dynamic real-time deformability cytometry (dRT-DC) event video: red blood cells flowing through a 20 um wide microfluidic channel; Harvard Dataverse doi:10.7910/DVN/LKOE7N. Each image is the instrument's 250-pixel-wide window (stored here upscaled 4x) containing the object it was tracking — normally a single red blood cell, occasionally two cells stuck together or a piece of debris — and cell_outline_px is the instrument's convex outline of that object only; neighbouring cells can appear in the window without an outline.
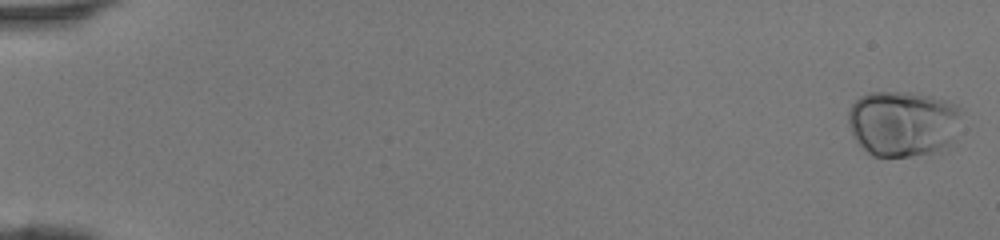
{"species": "human", "species_latin": "Homo sapiens", "temperature_condition": "room temperature", "stored_images_in_passage": 47, "camera_frame_rate_fps": 3000, "um_per_image_px": 0.085, "donor": {"sex": "female"}, "frame": {"image": 1, "passage_image": 1, "time_ms": 0.0, "image_size_px": [1000, 240], "cell_outline_px": [[960, 112], [952, 144], [948, 152], [932, 156], [872, 156], [860, 148], [852, 136], [848, 124], [848, 112], [852, 104], [860, 96], [868, 92], [908, 92], [932, 96], [944, 100], [960, 108]], "centroid_in_image_um": [76.74, 10.55], "position_along_channel_um": 8.3, "area_um2": 44.51}}
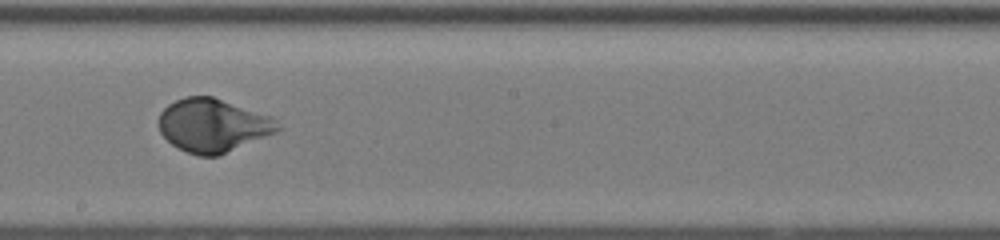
{"frame": {"image": 2, "passage_image": 28, "time_ms": 9.0, "image_size_px": [1000, 240], "cell_outline_px": [[284, 128], [276, 132], [220, 156], [196, 156], [172, 144], [160, 132], [160, 112], [168, 104], [184, 96], [212, 96], [272, 116]], "centroid_in_image_um": [18.13, 10.66], "position_along_channel_um": 230.1, "area_um2": 37.05}}
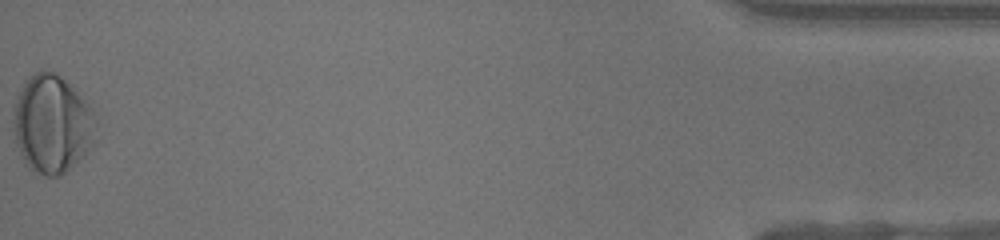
{"frame": {"image": 3, "passage_image": 47, "time_ms": 15.333, "image_size_px": [1000, 240], "cell_outline_px": [[96, 140], [84, 156], [60, 176], [36, 176], [24, 164], [12, 128], [12, 104], [24, 80], [40, 68], [44, 68], [56, 72], [92, 108], [96, 120]], "centroid_in_image_um": [4.38, 10.55], "position_along_channel_um": 430.8, "area_um2": 48.26}}